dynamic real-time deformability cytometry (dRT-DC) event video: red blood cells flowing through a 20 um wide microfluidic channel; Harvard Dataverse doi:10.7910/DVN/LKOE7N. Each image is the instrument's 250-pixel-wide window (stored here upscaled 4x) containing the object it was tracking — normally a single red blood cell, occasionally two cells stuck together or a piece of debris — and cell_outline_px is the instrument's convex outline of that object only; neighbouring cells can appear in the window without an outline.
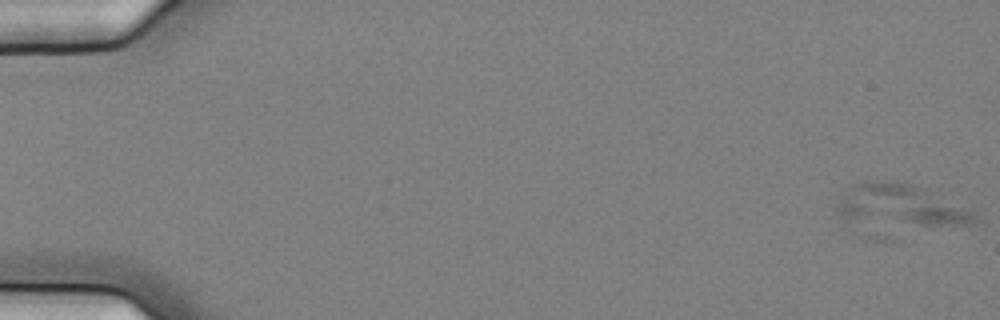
{"species": "common noctule bat (a hibernating species)", "species_latin": "Nyctalus noctula", "temperature_condition": "cold", "stored_images_in_passage": 58, "camera_frame_rate_fps": 3000, "um_per_image_px": 0.085, "animal": {"sex": "female", "body_mass_g": 25.1}, "frame": {"image": 1, "passage_image": 2, "time_ms": 0.333, "image_size_px": [1000, 320], "cell_outline_px": [[980, 220], [972, 224], [924, 224], [840, 216], [836, 212], [836, 204], [852, 184], [868, 180], [904, 184], [920, 188], [976, 212]], "centroid_in_image_um": [76.6, 17.41], "position_along_channel_um": 8.4, "area_um2": 30.75}}
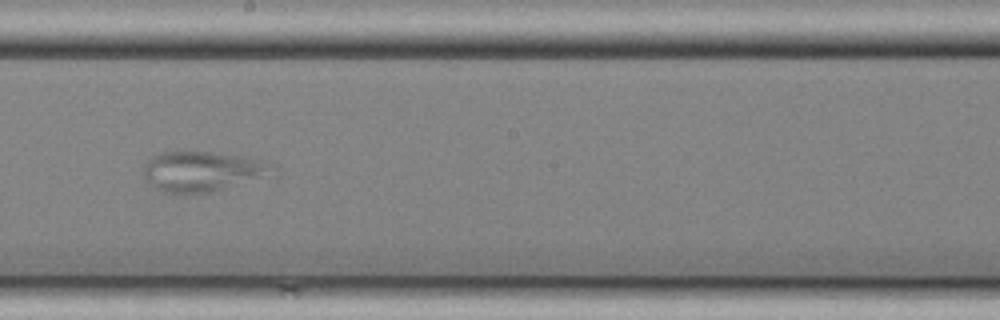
{"frame": {"image": 2, "passage_image": 34, "time_ms": 11.0, "image_size_px": [1000, 320], "cell_outline_px": [[280, 176], [208, 192], [164, 192], [156, 188], [144, 176], [144, 164], [152, 156], [160, 152], [212, 152], [252, 156], [276, 164]], "centroid_in_image_um": [17.44, 14.54], "position_along_channel_um": 230.8, "area_um2": 31.1}}
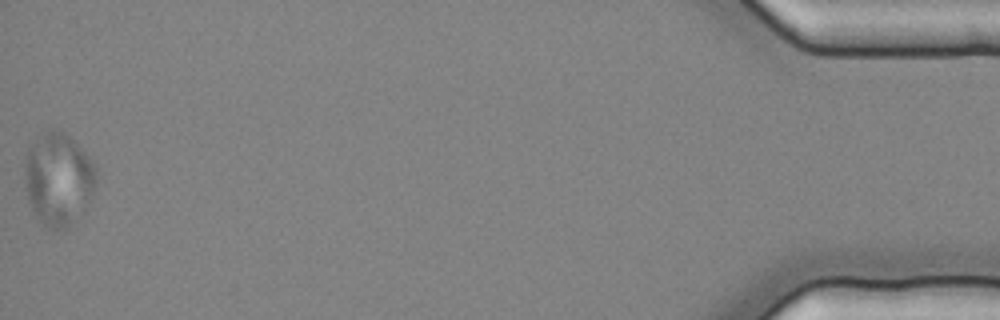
{"frame": {"image": 3, "passage_image": 58, "time_ms": 19.0, "image_size_px": [1000, 320], "cell_outline_px": [[96, 180], [92, 192], [84, 212], [64, 232], [56, 232], [44, 228], [36, 216], [28, 200], [24, 184], [24, 168], [28, 144], [48, 128], [60, 128], [96, 164]], "centroid_in_image_um": [4.92, 15.25], "position_along_channel_um": 430.3, "area_um2": 39.65}}